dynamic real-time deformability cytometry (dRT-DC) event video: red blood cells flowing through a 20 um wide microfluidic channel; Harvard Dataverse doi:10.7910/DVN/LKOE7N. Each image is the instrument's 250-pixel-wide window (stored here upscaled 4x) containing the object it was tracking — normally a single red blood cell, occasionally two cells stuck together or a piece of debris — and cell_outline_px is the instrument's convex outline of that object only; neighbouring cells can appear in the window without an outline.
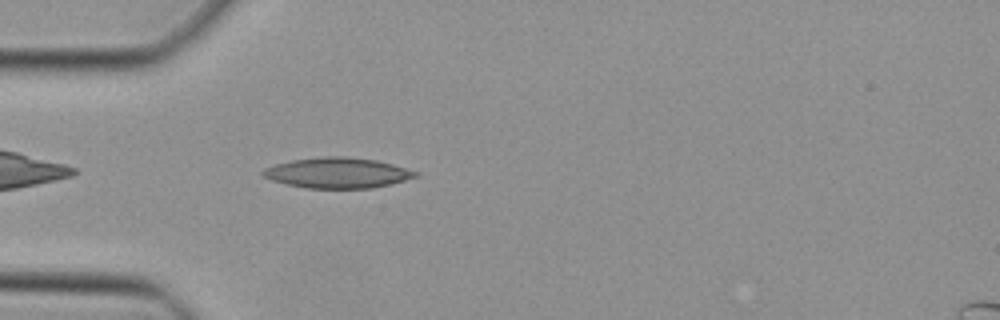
{"species": "Egyptian fruit bat (a non-hibernating species)", "species_latin": "Rousettus aegyptiacus", "temperature_condition": "cold", "stored_images_in_passage": 36, "camera_frame_rate_fps": 3000, "um_per_image_px": 0.085, "animal": {"sex": "female"}, "frame": {"image": 1, "passage_image": 2, "time_ms": 0.333, "image_size_px": [1000, 320], "cell_outline_px": [[420, 176], [392, 184], [372, 188], [308, 188], [288, 184], [272, 180], [264, 176], [260, 172], [264, 168], [276, 164], [292, 160], [324, 156], [344, 156], [376, 160], [392, 164], [420, 172]], "centroid_in_image_um": [28.74, 14.69], "position_along_channel_um": 56.3, "area_um2": 27.11}}
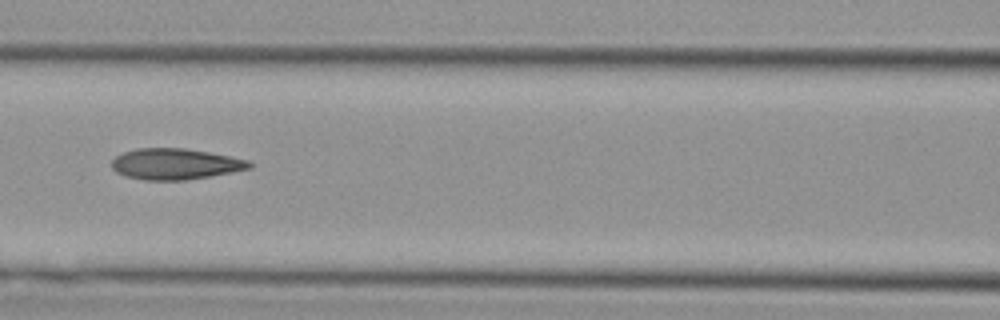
{"frame": {"image": 2, "passage_image": 9, "time_ms": 2.667, "image_size_px": [1000, 320], "cell_outline_px": [[252, 168], [232, 172], [184, 180], [144, 180], [124, 176], [116, 172], [112, 168], [112, 160], [116, 156], [124, 152], [136, 148], [184, 148], [208, 152], [248, 160], [252, 164]], "centroid_in_image_um": [14.87, 13.94], "position_along_channel_um": 151.7, "area_um2": 24.74}}
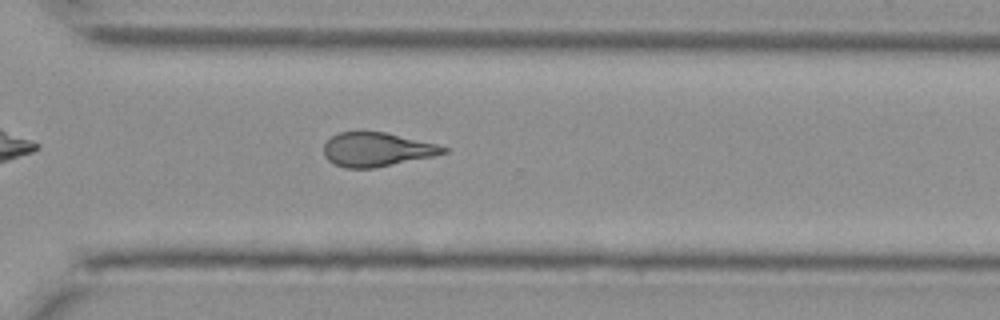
{"frame": {"image": 3, "passage_image": 22, "time_ms": 7.0, "image_size_px": [1000, 320], "cell_outline_px": [[448, 152], [432, 156], [376, 168], [344, 168], [332, 164], [324, 156], [324, 144], [332, 136], [340, 132], [360, 128], [384, 132], [436, 144], [448, 148]], "centroid_in_image_um": [31.95, 12.68], "position_along_channel_um": 338.6, "area_um2": 24.16}}